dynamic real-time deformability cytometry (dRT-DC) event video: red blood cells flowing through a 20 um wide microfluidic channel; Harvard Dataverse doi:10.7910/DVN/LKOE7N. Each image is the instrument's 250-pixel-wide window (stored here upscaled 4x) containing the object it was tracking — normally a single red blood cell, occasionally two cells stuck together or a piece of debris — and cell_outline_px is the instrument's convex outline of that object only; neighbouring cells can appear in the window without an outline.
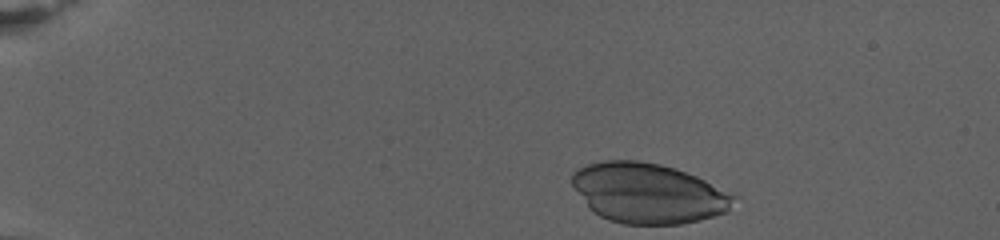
{"species": "human", "species_latin": "Homo sapiens", "temperature_condition": "warm", "stored_images_in_passage": 40, "camera_frame_rate_fps": 3000, "um_per_image_px": 0.085, "donor": {"sex": "female"}, "frame": {"image": 1, "passage_image": 1, "time_ms": 0.0, "image_size_px": [1000, 240], "cell_outline_px": [[740, 196], [728, 212], [700, 220], [680, 224], [624, 224], [608, 220], [600, 216], [588, 208], [572, 184], [572, 172], [576, 168], [588, 164], [604, 160], [636, 160], [660, 164], [696, 176], [736, 192]], "centroid_in_image_um": [55.16, 16.42], "position_along_channel_um": 29.8, "area_um2": 57.28}}
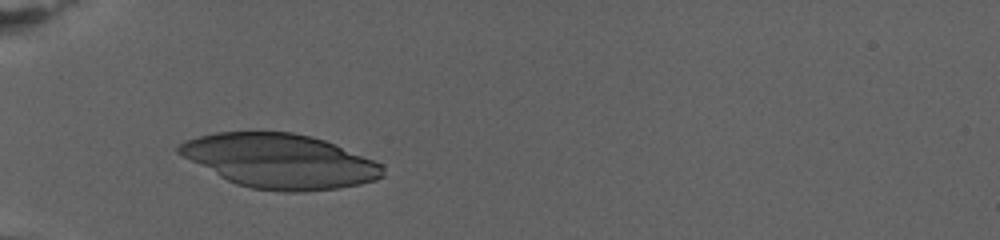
{"frame": {"image": 2, "passage_image": 19, "time_ms": 4.333, "image_size_px": [1000, 240], "cell_outline_px": [[384, 176], [376, 180], [360, 184], [336, 188], [304, 192], [284, 192], [252, 188], [236, 184], [220, 176], [176, 152], [176, 148], [184, 140], [216, 132], [292, 132], [312, 136], [324, 140], [384, 164]], "centroid_in_image_um": [23.82, 13.69], "position_along_channel_um": 61.2, "area_um2": 64.16}}